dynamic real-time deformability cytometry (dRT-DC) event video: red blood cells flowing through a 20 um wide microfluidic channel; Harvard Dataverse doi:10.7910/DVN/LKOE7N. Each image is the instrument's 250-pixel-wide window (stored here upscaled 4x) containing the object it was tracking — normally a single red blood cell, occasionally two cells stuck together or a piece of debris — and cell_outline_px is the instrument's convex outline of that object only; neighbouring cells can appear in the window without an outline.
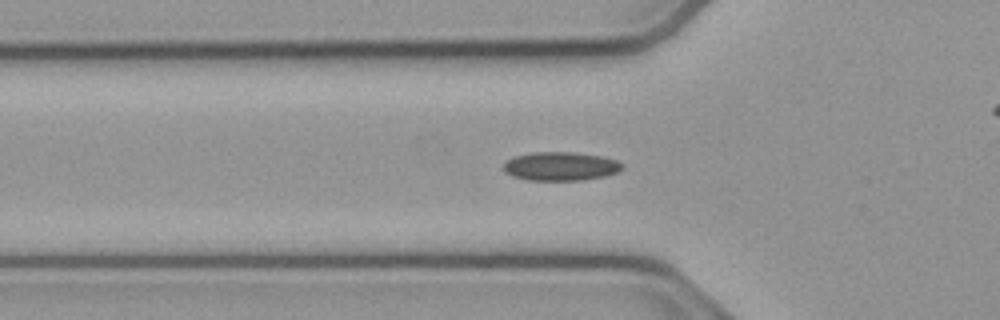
{"species": "common noctule bat (a hibernating species)", "species_latin": "Nyctalus noctula", "temperature_condition": "cold", "stored_images_in_passage": 40, "camera_frame_rate_fps": 3000, "um_per_image_px": 0.085, "animal": {"sex": "male", "body_mass_g": 23.1, "forearm_length_mm": 52.7}, "frame": {"image": 1, "passage_image": 3, "time_ms": 0.667, "image_size_px": [1000, 320], "cell_outline_px": [[624, 168], [616, 172], [604, 176], [584, 180], [528, 180], [512, 176], [504, 172], [500, 168], [512, 156], [532, 152], [572, 152], [600, 156], [616, 160], [624, 164]], "centroid_in_image_um": [47.61, 14.13], "position_along_channel_um": 78.2, "area_um2": 20.0}}
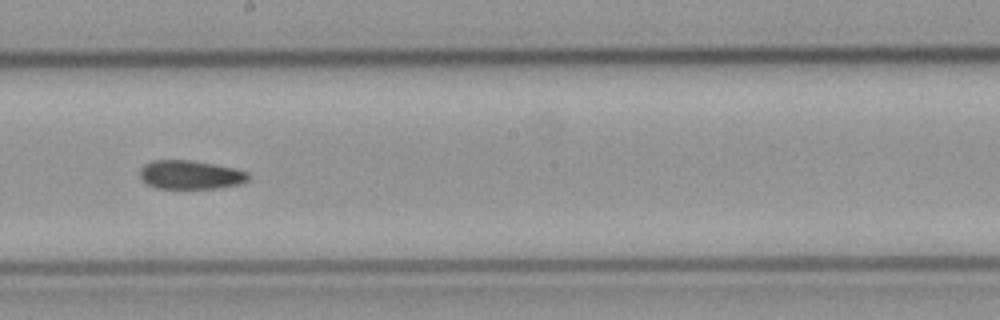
{"frame": {"image": 2, "passage_image": 15, "time_ms": 4.667, "image_size_px": [1000, 320], "cell_outline_px": [[248, 180], [240, 184], [216, 188], [156, 188], [140, 180], [140, 168], [144, 164], [152, 160], [192, 160], [232, 168], [248, 172]], "centroid_in_image_um": [16.13, 14.85], "position_along_channel_um": 232.1, "area_um2": 18.09}}
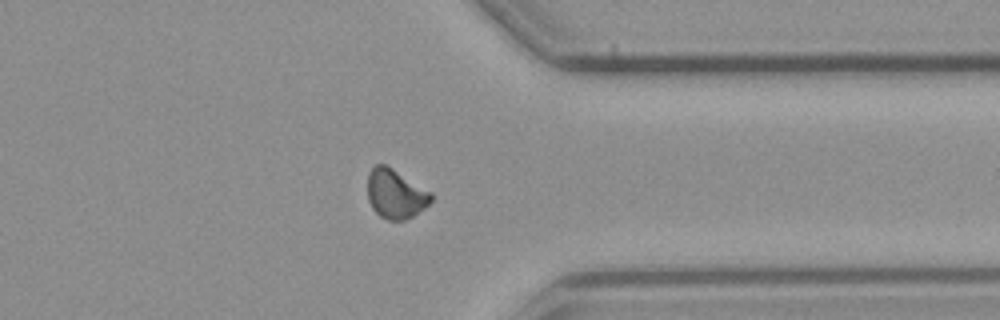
{"frame": {"image": 3, "passage_image": 27, "time_ms": 8.667, "image_size_px": [1000, 320], "cell_outline_px": [[432, 200], [424, 208], [412, 216], [404, 220], [388, 220], [380, 216], [372, 208], [368, 200], [368, 172], [376, 164], [384, 164], [392, 168], [432, 192]], "centroid_in_image_um": [33.61, 16.48], "position_along_channel_um": 377.8, "area_um2": 18.15}}